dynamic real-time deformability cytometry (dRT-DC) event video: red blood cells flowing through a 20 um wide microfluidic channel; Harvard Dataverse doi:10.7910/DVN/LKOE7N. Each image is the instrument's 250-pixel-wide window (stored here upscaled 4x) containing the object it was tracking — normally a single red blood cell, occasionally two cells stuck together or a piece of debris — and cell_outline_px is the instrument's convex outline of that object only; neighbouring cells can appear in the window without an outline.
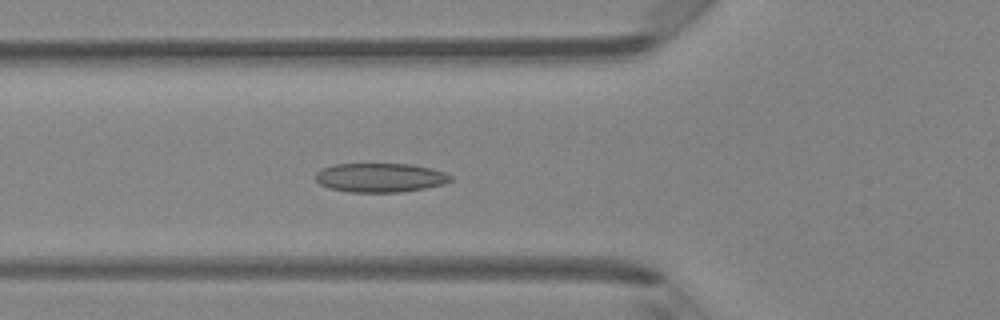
{"species": "Egyptian fruit bat (a non-hibernating species)", "species_latin": "Rousettus aegyptiacus", "temperature_condition": "room temperature", "stored_images_in_passage": 47, "camera_frame_rate_fps": 3000, "um_per_image_px": 0.085, "animal": {"sex": "female"}, "frame": {"image": 1, "passage_image": 17, "time_ms": 5.333, "image_size_px": [1000, 320], "cell_outline_px": [[452, 180], [444, 184], [424, 188], [400, 192], [348, 192], [328, 188], [320, 184], [316, 180], [316, 172], [332, 164], [412, 164], [432, 168], [444, 172], [452, 176]], "centroid_in_image_um": [32.32, 15.1], "position_along_channel_um": 93.5, "area_um2": 22.95}}
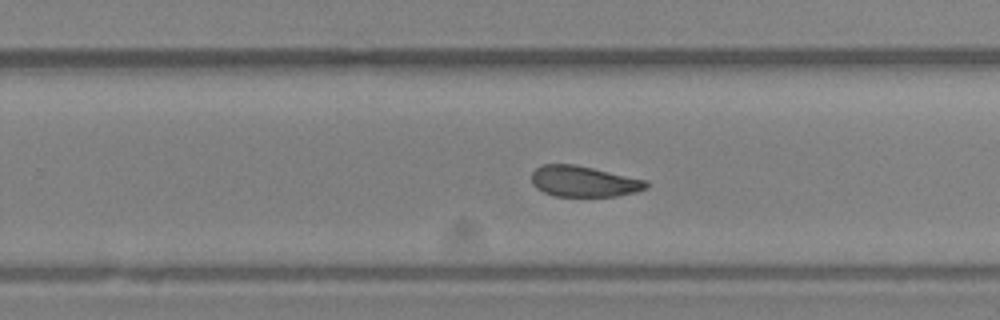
{"frame": {"image": 2, "passage_image": 30, "time_ms": 9.667, "image_size_px": [1000, 320], "cell_outline_px": [[648, 188], [636, 192], [616, 196], [552, 196], [536, 188], [532, 184], [532, 172], [540, 164], [576, 164], [644, 180], [648, 184]], "centroid_in_image_um": [49.57, 15.42], "position_along_channel_um": 280.2, "area_um2": 20.58}}
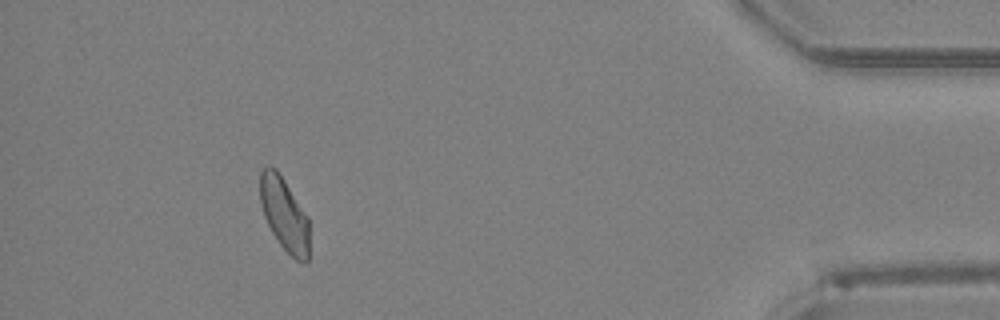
{"frame": {"image": 3, "passage_image": 43, "time_ms": 14.0, "image_size_px": [1000, 320], "cell_outline_px": [[308, 260], [296, 260], [280, 244], [272, 232], [264, 216], [260, 200], [260, 172], [268, 164], [276, 168], [308, 216]], "centroid_in_image_um": [24.15, 18.16], "position_along_channel_um": 411.1, "area_um2": 20.69}, "authors_computed_cell_mechanics": {"area_um2": 21.964, "velocity_mm_per_s": 4.3176, "shape_relaxation_time_tau1_ms": 8.8571, "shape_relaxation_time_tau2_ms": 3.2025, "deformation_change_tau1": 0.1634, "deformation_change_tau2": 0.0922}}